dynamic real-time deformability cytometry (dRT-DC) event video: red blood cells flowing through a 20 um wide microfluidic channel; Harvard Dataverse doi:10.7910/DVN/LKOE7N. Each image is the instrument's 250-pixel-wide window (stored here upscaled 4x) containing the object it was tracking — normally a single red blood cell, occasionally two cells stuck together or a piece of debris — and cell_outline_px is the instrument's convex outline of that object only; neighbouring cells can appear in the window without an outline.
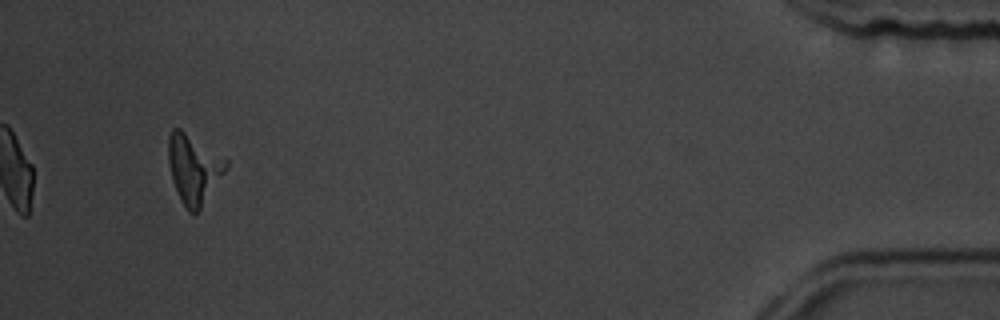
{"species": "common noctule bat (a hibernating species)", "species_latin": "Nyctalus noctula", "temperature_condition": "room temperature", "stored_images_in_passage": 17, "camera_frame_rate_fps": 3000, "um_per_image_px": 0.085, "animal": {"sex": "male", "body_mass_g": 19.5, "forearm_length_mm": 54.6}, "frame": {"image": 1, "passage_image": 16, "time_ms": 17.333, "image_size_px": [1000, 320], "cell_outline_px": [[228, 168], [200, 208], [196, 212], [188, 212], [172, 180], [168, 160], [168, 136], [172, 128], [180, 128], [228, 160]], "centroid_in_image_um": [16.46, 14.3], "position_along_channel_um": 418.7, "area_um2": 22.77}}